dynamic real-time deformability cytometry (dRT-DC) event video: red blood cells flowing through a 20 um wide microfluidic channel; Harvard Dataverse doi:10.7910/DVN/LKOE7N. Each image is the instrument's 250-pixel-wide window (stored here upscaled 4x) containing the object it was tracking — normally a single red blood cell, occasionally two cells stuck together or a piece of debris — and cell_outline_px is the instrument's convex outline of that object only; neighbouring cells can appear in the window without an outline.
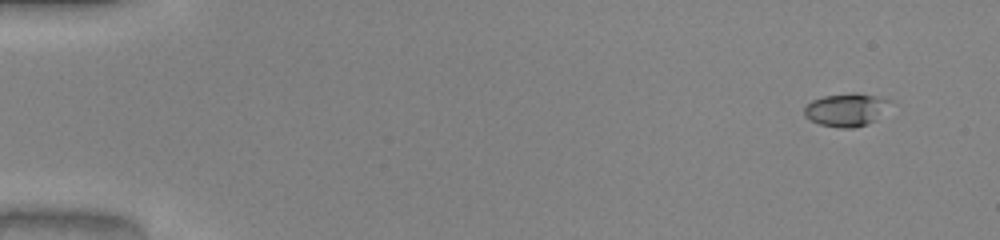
{"species": "common noctule bat (a hibernating species)", "species_latin": "Nyctalus noctula", "temperature_condition": "warm", "stored_images_in_passage": 48, "camera_frame_rate_fps": 3000, "um_per_image_px": 0.085, "animal": {"sex": "male", "body_mass_g": 20.0, "forearm_length_mm": 53.3}, "frame": {"image": 1, "passage_image": 1, "time_ms": 0.0, "image_size_px": [1000, 240], "cell_outline_px": [[892, 100], [868, 124], [856, 128], [840, 128], [820, 124], [804, 116], [804, 108], [812, 100], [824, 96], [852, 92], [856, 92], [876, 96]], "centroid_in_image_um": [71.86, 9.32], "position_along_channel_um": 13.1, "area_um2": 16.13}}
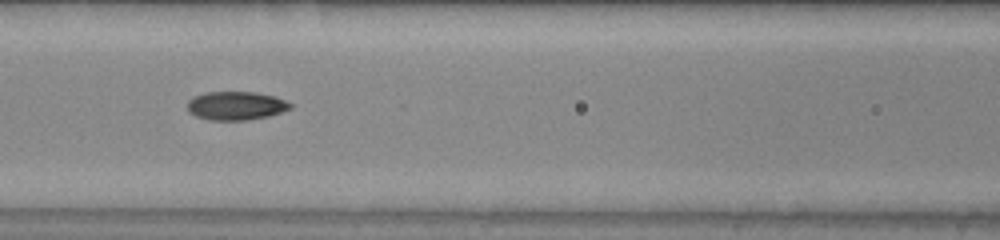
{"frame": {"image": 2, "passage_image": 21, "time_ms": 6.667, "image_size_px": [1000, 240], "cell_outline_px": [[292, 108], [268, 116], [244, 120], [208, 120], [196, 116], [188, 112], [188, 100], [192, 96], [204, 92], [256, 92], [276, 96], [292, 104]], "centroid_in_image_um": [20.03, 8.98], "position_along_channel_um": 146.6, "area_um2": 17.22}}
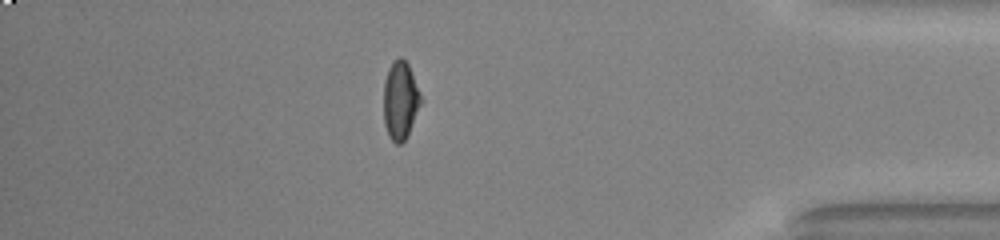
{"frame": {"image": 3, "passage_image": 42, "time_ms": 13.667, "image_size_px": [1000, 240], "cell_outline_px": [[424, 100], [404, 140], [400, 144], [396, 144], [388, 136], [384, 124], [384, 80], [388, 68], [392, 60], [400, 56], [408, 64]], "centroid_in_image_um": [34.03, 8.5], "position_along_channel_um": 401.2, "area_um2": 17.17}, "authors_computed_cell_mechanics": {"area_um2": 16.8487, "velocity_mm_per_s": 4.131, "shape_relaxation_time_tau1_ms": 3.9928, "shape_relaxation_time_tau2_ms": 1.9309, "deformation_change_tau1": 0.1848, "deformation_change_tau2": 0.0796}}